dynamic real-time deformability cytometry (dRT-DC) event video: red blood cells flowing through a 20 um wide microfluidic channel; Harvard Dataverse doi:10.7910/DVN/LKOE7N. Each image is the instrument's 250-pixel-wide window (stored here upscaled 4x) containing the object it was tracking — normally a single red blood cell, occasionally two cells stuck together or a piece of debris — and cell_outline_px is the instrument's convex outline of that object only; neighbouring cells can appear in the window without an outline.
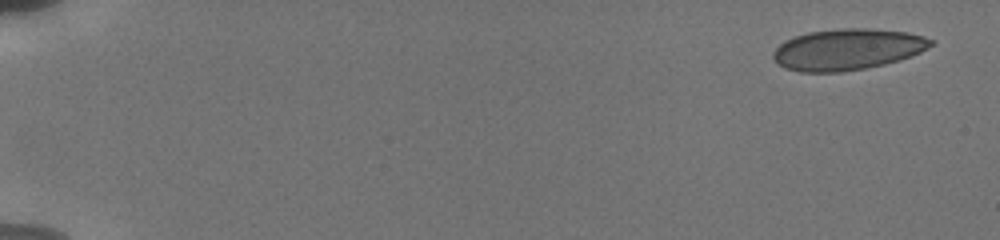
{"species": "human", "species_latin": "Homo sapiens", "temperature_condition": "cold", "stored_images_in_passage": 7, "camera_frame_rate_fps": 3000, "um_per_image_px": 0.085, "donor": {"sex": "male"}, "frame": {"image": 1, "passage_image": 1, "time_ms": 0.0, "image_size_px": [1000, 240], "cell_outline_px": [[936, 44], [920, 52], [884, 64], [864, 68], [840, 72], [800, 72], [784, 68], [772, 56], [772, 52], [784, 40], [808, 32], [840, 28], [868, 28], [908, 32], [924, 36], [936, 40]], "centroid_in_image_um": [72.05, 4.18], "position_along_channel_um": 13.0, "area_um2": 37.86}}
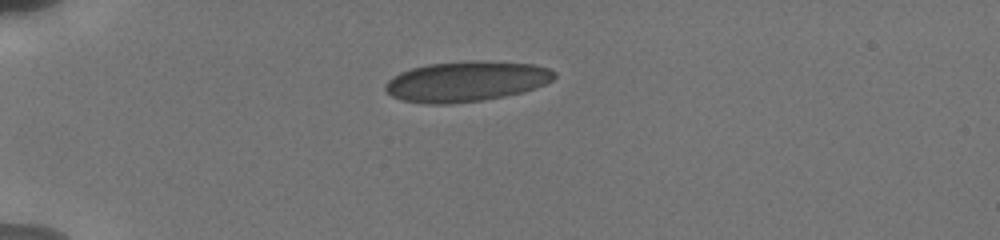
{"frame": {"image": 2, "passage_image": 5, "time_ms": 4.333, "image_size_px": [1000, 240], "cell_outline_px": [[556, 76], [552, 80], [536, 88], [504, 96], [484, 100], [452, 104], [428, 104], [400, 100], [392, 96], [384, 88], [384, 84], [392, 76], [400, 72], [412, 68], [428, 64], [472, 60], [484, 60], [532, 64], [548, 68], [556, 72]], "centroid_in_image_um": [39.61, 6.92], "position_along_channel_um": 45.4, "area_um2": 39.94}}
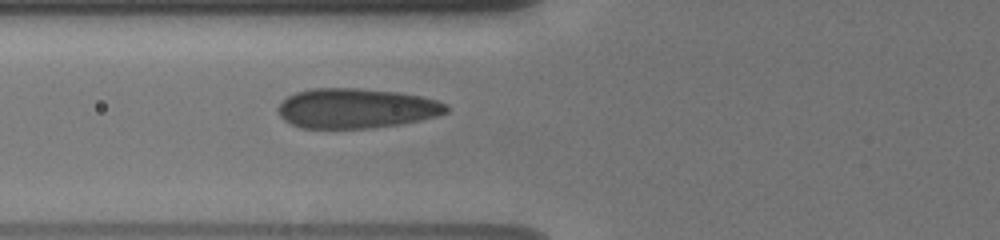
{"frame": {"image": 3, "passage_image": 7, "time_ms": 6.667, "image_size_px": [1000, 240], "cell_outline_px": [[448, 112], [436, 116], [420, 120], [400, 124], [372, 128], [300, 128], [284, 120], [280, 116], [276, 108], [288, 96], [296, 92], [312, 88], [356, 88], [396, 92], [420, 96], [436, 100], [448, 104]], "centroid_in_image_um": [30.27, 9.21], "position_along_channel_um": 95.5, "area_um2": 39.07}}